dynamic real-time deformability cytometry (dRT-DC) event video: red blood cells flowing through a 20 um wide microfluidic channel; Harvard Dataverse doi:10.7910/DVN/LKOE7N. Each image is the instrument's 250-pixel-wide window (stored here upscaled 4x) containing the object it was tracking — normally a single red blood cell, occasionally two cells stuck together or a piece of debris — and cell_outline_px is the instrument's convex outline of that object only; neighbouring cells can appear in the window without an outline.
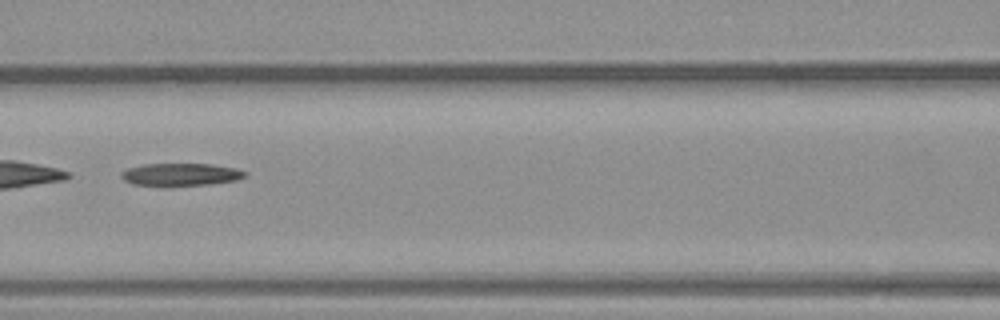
{"species": "common noctule bat (a hibernating species)", "species_latin": "Nyctalus noctula", "temperature_condition": "warm", "stored_images_in_passage": 30, "camera_frame_rate_fps": 3000, "um_per_image_px": 0.085, "animal": {"sex": "male", "body_mass_g": 23.1, "forearm_length_mm": 52.7}, "frame": {"image": 1, "passage_image": 13, "time_ms": 4.0, "image_size_px": [1000, 320], "cell_outline_px": [[248, 176], [236, 180], [208, 184], [168, 188], [160, 188], [132, 184], [124, 180], [120, 176], [120, 172], [128, 168], [144, 164], [212, 164], [236, 168], [248, 172]], "centroid_in_image_um": [15.33, 14.87], "position_along_channel_um": 151.3, "area_um2": 17.05}}
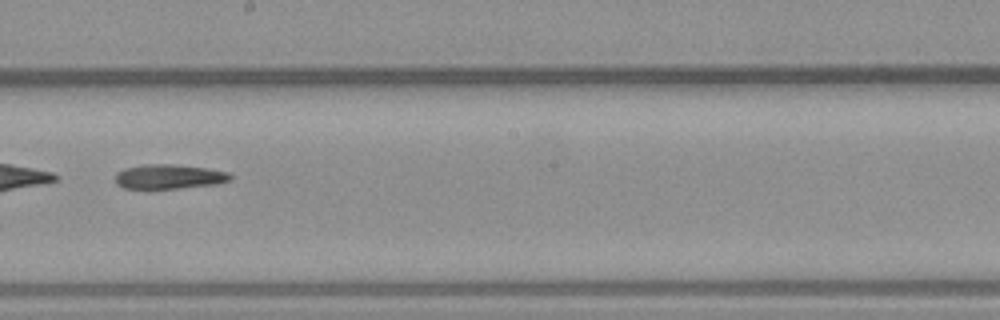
{"frame": {"image": 2, "passage_image": 18, "time_ms": 5.667, "image_size_px": [1000, 320], "cell_outline_px": [[232, 180], [216, 184], [144, 192], [124, 188], [116, 184], [116, 172], [124, 168], [144, 164], [172, 164], [204, 168], [228, 172], [232, 176]], "centroid_in_image_um": [14.28, 15.06], "position_along_channel_um": 233.9, "area_um2": 17.17}}